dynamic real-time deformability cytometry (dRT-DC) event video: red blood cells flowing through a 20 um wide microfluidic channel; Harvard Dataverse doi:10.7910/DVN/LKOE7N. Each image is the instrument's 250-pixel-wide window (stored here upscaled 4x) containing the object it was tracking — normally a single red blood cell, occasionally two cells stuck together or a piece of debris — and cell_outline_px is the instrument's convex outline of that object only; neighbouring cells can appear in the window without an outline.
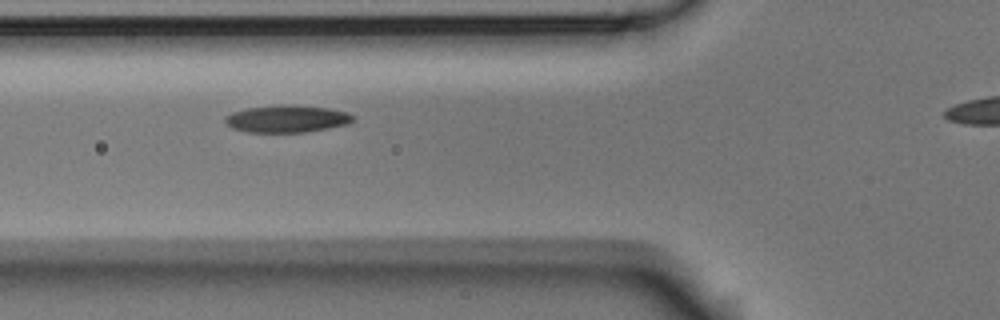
{"species": "Egyptian fruit bat (a non-hibernating species)", "species_latin": "Rousettus aegyptiacus", "temperature_condition": "room temperature", "stored_images_in_passage": 6, "camera_frame_rate_fps": 3000, "um_per_image_px": 0.085, "animal": {"sex": "male"}, "frame": {"image": 1, "passage_image": 3, "time_ms": 0.667, "image_size_px": [1000, 320], "cell_outline_px": [[352, 120], [348, 124], [328, 128], [304, 132], [248, 132], [232, 128], [224, 120], [232, 112], [248, 108], [292, 104], [328, 108], [348, 112], [352, 116]], "centroid_in_image_um": [24.4, 10.1], "position_along_channel_um": 101.4, "area_um2": 20.0}}
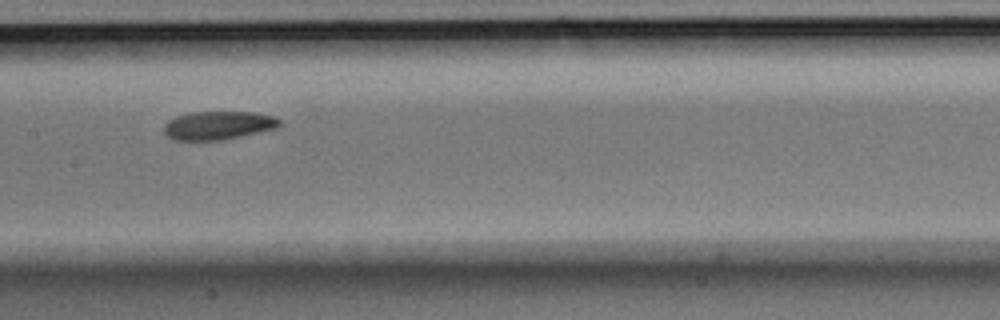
{"frame": {"image": 2, "passage_image": 5, "time_ms": 1.333, "image_size_px": [1000, 320], "cell_outline_px": [[280, 124], [276, 128], [224, 140], [172, 140], [164, 132], [164, 124], [168, 120], [176, 116], [192, 112], [256, 112], [276, 116], [280, 120]], "centroid_in_image_um": [18.55, 10.65], "position_along_channel_um": 188.9, "area_um2": 19.25}}
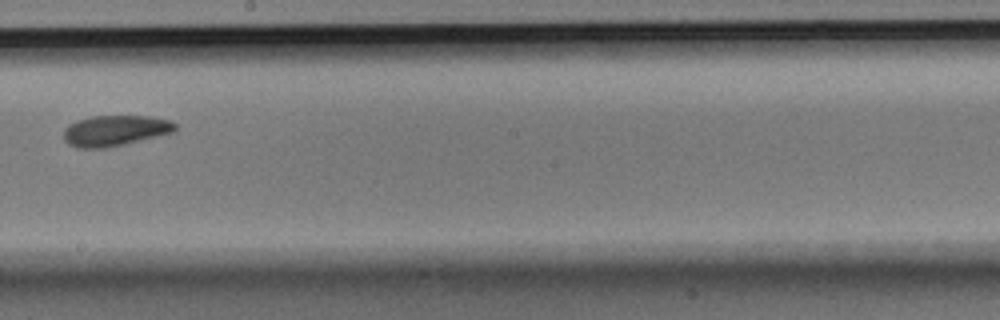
{"frame": {"image": 3, "passage_image": 6, "time_ms": 1.667, "image_size_px": [1000, 320], "cell_outline_px": [[176, 132], [160, 136], [124, 144], [104, 148], [76, 148], [68, 144], [64, 140], [64, 128], [68, 124], [76, 120], [92, 116], [148, 116], [172, 120], [176, 124]], "centroid_in_image_um": [9.79, 11.1], "position_along_channel_um": 238.4, "area_um2": 20.23}}